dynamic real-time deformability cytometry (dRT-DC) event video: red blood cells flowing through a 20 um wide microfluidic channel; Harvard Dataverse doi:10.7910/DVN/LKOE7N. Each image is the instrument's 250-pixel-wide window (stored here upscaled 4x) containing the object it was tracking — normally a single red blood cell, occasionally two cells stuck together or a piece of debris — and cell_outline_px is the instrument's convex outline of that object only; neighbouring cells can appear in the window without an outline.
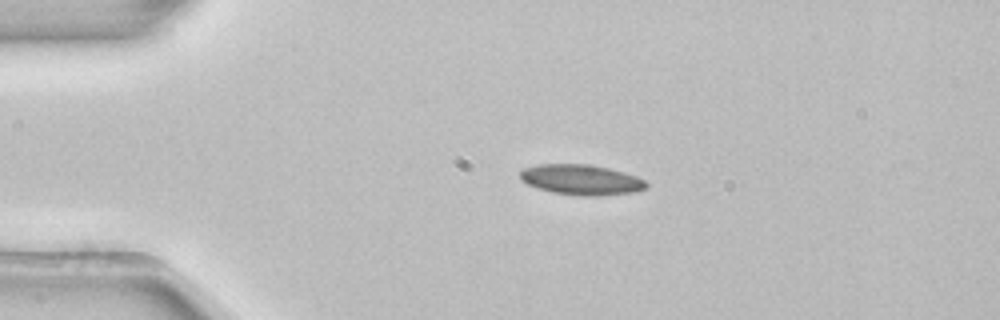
{"species": "common noctule bat (a hibernating species)", "species_latin": "Nyctalus noctula", "temperature_condition": "room temperature", "stored_images_in_passage": 51, "camera_frame_rate_fps": 3000, "um_per_image_px": 0.085, "animal": {"sex": "female", "body_mass_g": 22.7, "forearm_length_mm": 54.2}, "frame": {"image": 1, "passage_image": 10, "time_ms": 3.0, "image_size_px": [1000, 320], "cell_outline_px": [[648, 184], [644, 188], [632, 192], [596, 196], [588, 196], [552, 192], [528, 184], [520, 180], [520, 172], [524, 168], [536, 164], [588, 164], [608, 168], [624, 172], [636, 176], [644, 180]], "centroid_in_image_um": [49.38, 15.26], "position_along_channel_um": 35.6, "area_um2": 22.02}}
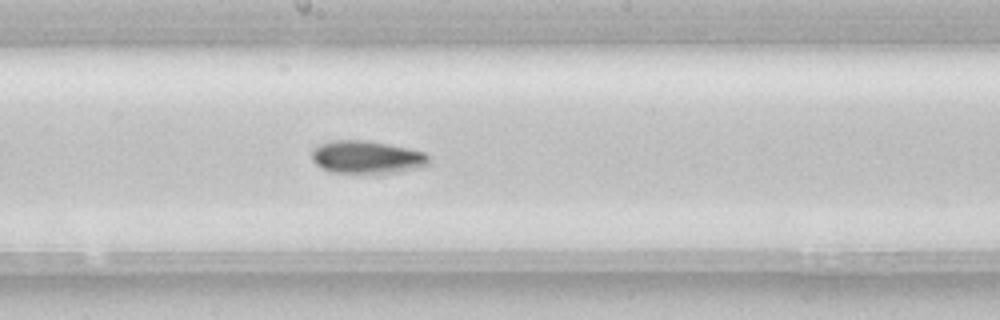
{"frame": {"image": 2, "passage_image": 27, "time_ms": 8.667, "image_size_px": [1000, 320], "cell_outline_px": [[432, 164], [420, 168], [392, 172], [332, 172], [320, 168], [312, 160], [312, 148], [328, 140], [364, 140], [388, 144], [408, 148], [424, 152], [428, 156]], "centroid_in_image_um": [31.17, 13.34], "position_along_channel_um": 217.0, "area_um2": 22.37}}
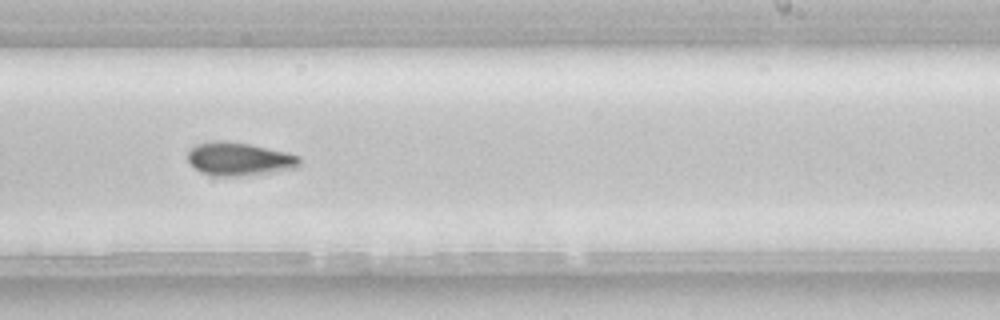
{"frame": {"image": 3, "passage_image": 31, "time_ms": 10.0, "image_size_px": [1000, 320], "cell_outline_px": [[300, 168], [236, 176], [216, 176], [200, 172], [188, 160], [188, 152], [196, 144], [220, 140], [248, 144], [284, 152], [300, 156]], "centroid_in_image_um": [20.34, 13.52], "position_along_channel_um": 268.7, "area_um2": 21.27}, "authors_computed_cell_mechanics": {"area_um2": 21.2704, "velocity_mm_per_s": 3.9043, "shape_relaxation_time_tau1_ms": 8.5924, "shape_relaxation_time_tau2_ms": null, "deformation_change_tau1": 0.1461, "deformation_change_tau2": null}}